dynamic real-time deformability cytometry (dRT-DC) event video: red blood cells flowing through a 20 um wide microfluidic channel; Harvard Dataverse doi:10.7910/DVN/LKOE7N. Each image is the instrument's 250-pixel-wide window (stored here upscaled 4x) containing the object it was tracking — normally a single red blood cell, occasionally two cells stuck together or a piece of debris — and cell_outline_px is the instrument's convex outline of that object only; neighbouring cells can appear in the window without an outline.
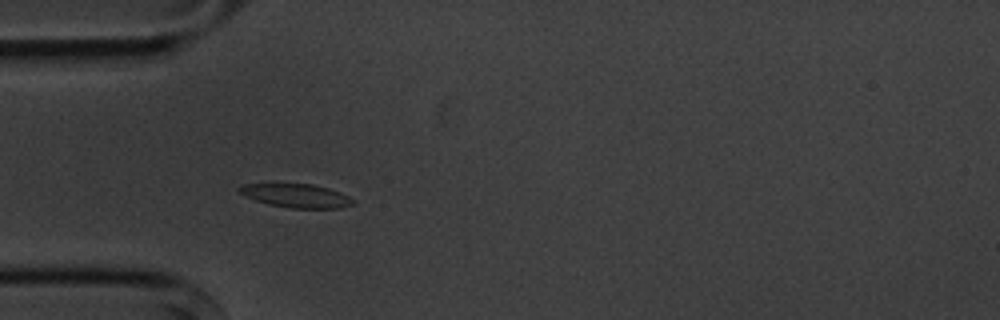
{"species": "common noctule bat (a hibernating species)", "species_latin": "Nyctalus noctula", "temperature_condition": "cold", "stored_images_in_passage": 5, "camera_frame_rate_fps": 3000, "um_per_image_px": 0.085, "animal": {"sex": "male", "body_mass_g": 20.1, "forearm_length_mm": 53.5}, "frame": {"image": 1, "passage_image": 4, "time_ms": 3.667, "image_size_px": [1000, 320], "cell_outline_px": [[352, 204], [340, 208], [288, 208], [268, 204], [244, 196], [236, 188], [244, 184], [312, 184], [328, 188], [348, 196], [352, 200]], "centroid_in_image_um": [25.13, 16.63], "position_along_channel_um": 59.9, "area_um2": 15.43}}
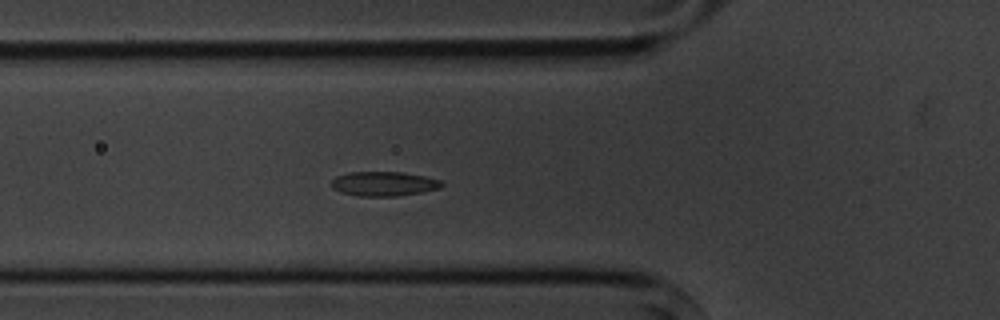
{"frame": {"image": 2, "passage_image": 5, "time_ms": 4.667, "image_size_px": [1000, 320], "cell_outline_px": [[444, 184], [440, 188], [420, 192], [396, 196], [360, 196], [340, 192], [332, 188], [332, 180], [336, 176], [348, 172], [404, 172], [444, 180]], "centroid_in_image_um": [32.64, 15.61], "position_along_channel_um": 93.2, "area_um2": 15.78}}